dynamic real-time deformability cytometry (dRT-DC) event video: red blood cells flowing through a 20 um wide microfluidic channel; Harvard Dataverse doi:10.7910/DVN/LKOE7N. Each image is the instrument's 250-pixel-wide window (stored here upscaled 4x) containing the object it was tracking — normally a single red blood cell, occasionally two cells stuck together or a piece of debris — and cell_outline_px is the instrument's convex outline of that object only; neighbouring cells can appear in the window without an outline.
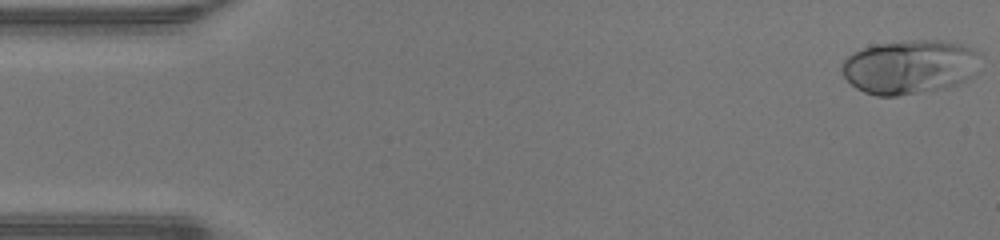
{"species": "human", "species_latin": "Homo sapiens", "temperature_condition": "warm", "stored_images_in_passage": 47, "camera_frame_rate_fps": 3000, "um_per_image_px": 0.085, "donor": {"sex": "male"}, "frame": {"image": 1, "passage_image": 1, "time_ms": 0.0, "image_size_px": [1000, 240], "cell_outline_px": [[980, 52], [976, 72], [972, 76], [956, 84], [944, 88], [896, 96], [876, 96], [864, 92], [856, 88], [844, 76], [840, 68], [844, 60], [848, 56], [864, 48], [876, 44], [912, 40], [940, 40], [968, 44]], "centroid_in_image_um": [77.35, 5.67], "position_along_channel_um": 7.6, "area_um2": 43.75}}
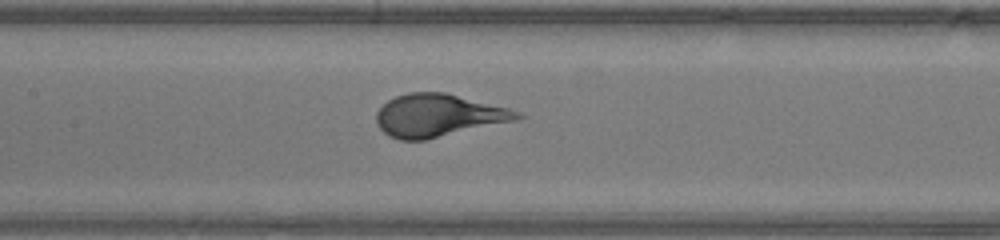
{"frame": {"image": 2, "passage_image": 22, "time_ms": 7.0, "image_size_px": [1000, 240], "cell_outline_px": [[524, 116], [516, 120], [424, 140], [400, 140], [388, 136], [380, 128], [376, 120], [376, 112], [388, 100], [396, 96], [408, 92], [444, 92], [508, 108], [520, 112]], "centroid_in_image_um": [37.22, 9.81], "position_along_channel_um": 170.2, "area_um2": 34.68}}
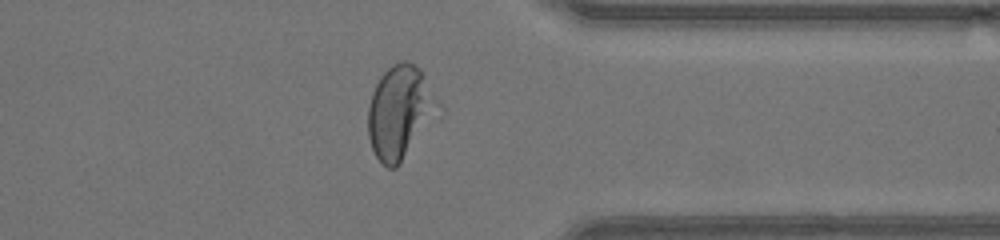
{"frame": {"image": 3, "passage_image": 37, "time_ms": 12.0, "image_size_px": [1000, 240], "cell_outline_px": [[424, 100], [400, 164], [396, 168], [388, 168], [376, 156], [372, 148], [368, 136], [368, 108], [372, 92], [380, 76], [392, 64], [400, 60], [404, 60], [420, 68]], "centroid_in_image_um": [33.54, 9.47], "position_along_channel_um": 377.9, "area_um2": 30.98}}